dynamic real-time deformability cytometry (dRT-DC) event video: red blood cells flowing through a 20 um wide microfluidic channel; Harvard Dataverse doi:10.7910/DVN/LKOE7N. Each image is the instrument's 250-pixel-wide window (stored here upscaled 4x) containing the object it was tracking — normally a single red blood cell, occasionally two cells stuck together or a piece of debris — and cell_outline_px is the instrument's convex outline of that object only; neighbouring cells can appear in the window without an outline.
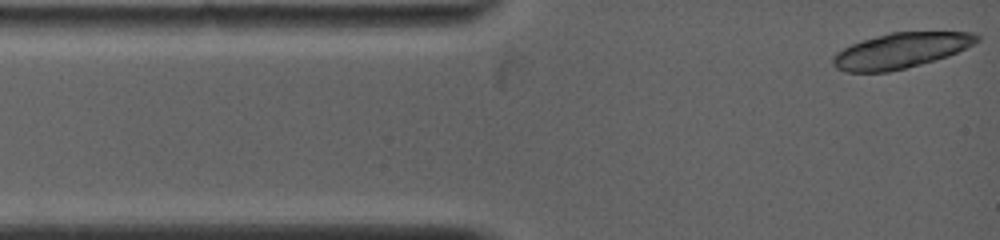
{"species": "common noctule bat (a hibernating species)", "species_latin": "Nyctalus noctula", "temperature_condition": "warm", "stored_images_in_passage": 3, "camera_frame_rate_fps": 5000, "um_per_image_px": 0.085, "animal": {"sex": "female", "body_mass_g": 19.0, "forearm_length_mm": 53.3}, "frame": {"image": 1, "passage_image": 1, "time_ms": 0.0, "image_size_px": [1000, 240], "cell_outline_px": [[980, 40], [956, 52], [920, 64], [888, 72], [848, 72], [836, 68], [832, 64], [832, 56], [836, 52], [852, 44], [876, 36], [892, 32], [976, 32], [980, 36]], "centroid_in_image_um": [76.53, 4.29], "position_along_channel_um": 8.5, "area_um2": 29.19}}